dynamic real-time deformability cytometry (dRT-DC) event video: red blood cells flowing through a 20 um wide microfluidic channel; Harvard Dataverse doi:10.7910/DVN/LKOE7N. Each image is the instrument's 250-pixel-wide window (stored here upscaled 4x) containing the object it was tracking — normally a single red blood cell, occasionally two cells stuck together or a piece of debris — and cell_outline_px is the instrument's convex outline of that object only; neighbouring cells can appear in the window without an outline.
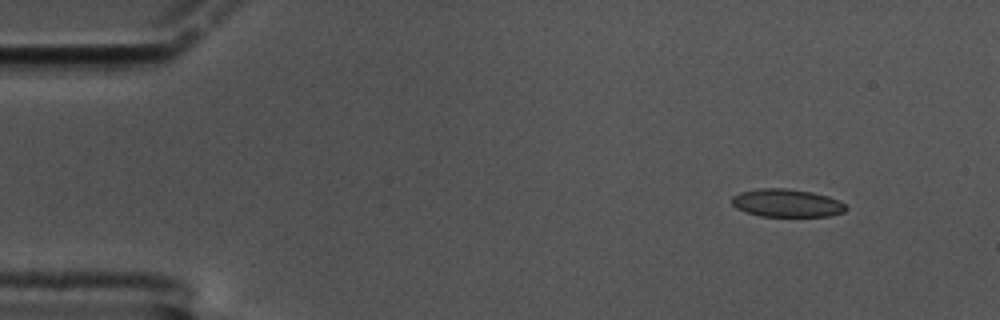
{"species": "common noctule bat (a hibernating species)", "species_latin": "Nyctalus noctula", "temperature_condition": "cold", "stored_images_in_passage": 6, "camera_frame_rate_fps": 3000, "um_per_image_px": 0.085, "animal": {"sex": "male", "body_mass_g": 17.5, "forearm_length_mm": 52.3}, "frame": {"image": 1, "passage_image": 1, "time_ms": 0.0, "image_size_px": [1000, 320], "cell_outline_px": [[848, 208], [844, 212], [828, 216], [760, 216], [744, 212], [736, 208], [732, 204], [732, 196], [740, 192], [760, 188], [788, 188], [812, 192], [828, 196], [840, 200]], "centroid_in_image_um": [66.87, 17.25], "position_along_channel_um": 18.1, "area_um2": 18.73}}